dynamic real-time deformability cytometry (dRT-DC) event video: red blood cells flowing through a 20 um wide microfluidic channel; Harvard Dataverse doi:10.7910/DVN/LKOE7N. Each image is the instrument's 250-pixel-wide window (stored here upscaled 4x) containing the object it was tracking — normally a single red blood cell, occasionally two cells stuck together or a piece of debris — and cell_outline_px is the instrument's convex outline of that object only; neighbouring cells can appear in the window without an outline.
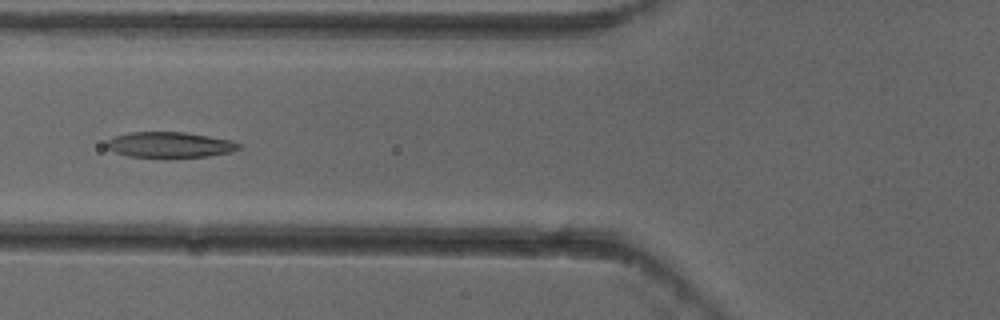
{"species": "common noctule bat (a hibernating species)", "species_latin": "Nyctalus noctula", "temperature_condition": "cold", "stored_images_in_passage": 5, "camera_frame_rate_fps": 3000, "um_per_image_px": 0.085, "animal": {"sex": "female"}, "frame": {"image": 1, "passage_image": 5, "time_ms": 1.333, "image_size_px": [1000, 320], "cell_outline_px": [[240, 148], [232, 152], [208, 156], [128, 156], [116, 152], [108, 148], [104, 144], [108, 140], [116, 136], [128, 132], [184, 132], [232, 140], [240, 144]], "centroid_in_image_um": [14.44, 12.28], "position_along_channel_um": 111.4, "area_um2": 19.31}}